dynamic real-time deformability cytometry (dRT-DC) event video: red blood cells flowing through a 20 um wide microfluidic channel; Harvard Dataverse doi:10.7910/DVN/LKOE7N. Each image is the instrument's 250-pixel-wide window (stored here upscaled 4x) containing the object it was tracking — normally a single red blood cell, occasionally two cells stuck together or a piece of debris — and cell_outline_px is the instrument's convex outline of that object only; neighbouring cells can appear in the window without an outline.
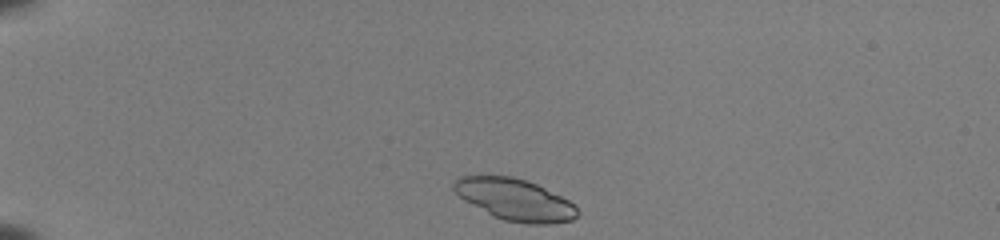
{"species": "common noctule bat (a hibernating species)", "species_latin": "Nyctalus noctula", "temperature_condition": "room temperature", "stored_images_in_passage": 40, "camera_frame_rate_fps": 3000, "um_per_image_px": 0.085, "animal": {"sex": "female", "body_mass_g": 22.0, "forearm_length_mm": 56.7}, "frame": {"image": 1, "passage_image": 1, "time_ms": 0.0, "image_size_px": [1000, 240], "cell_outline_px": [[580, 212], [572, 220], [552, 224], [524, 224], [504, 220], [464, 200], [452, 188], [452, 184], [460, 176], [512, 176], [536, 184], [568, 200]], "centroid_in_image_um": [43.78, 16.97], "position_along_channel_um": 41.2, "area_um2": 29.48}}